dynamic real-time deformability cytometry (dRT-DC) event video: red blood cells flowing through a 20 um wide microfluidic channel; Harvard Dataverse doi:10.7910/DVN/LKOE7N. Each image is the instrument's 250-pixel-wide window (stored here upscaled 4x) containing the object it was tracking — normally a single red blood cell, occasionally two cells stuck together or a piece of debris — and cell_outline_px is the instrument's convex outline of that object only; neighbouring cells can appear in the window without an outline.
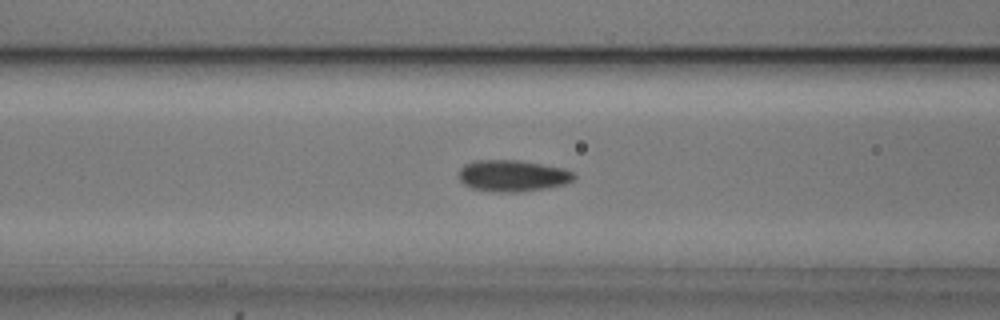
{"species": "common noctule bat (a hibernating species)", "species_latin": "Nyctalus noctula", "temperature_condition": "cold", "stored_images_in_passage": 40, "camera_frame_rate_fps": 3000, "um_per_image_px": 0.085, "animal": {"sex": "male", "body_mass_g": 20.5, "forearm_length_mm": 52.5}, "frame": {"image": 1, "passage_image": 7, "time_ms": 2.0, "image_size_px": [1000, 320], "cell_outline_px": [[576, 176], [572, 180], [564, 184], [516, 192], [496, 192], [472, 188], [464, 184], [460, 180], [460, 168], [464, 164], [476, 160], [520, 160], [564, 168], [572, 172]], "centroid_in_image_um": [43.54, 14.92], "position_along_channel_um": 123.1, "area_um2": 20.87}}
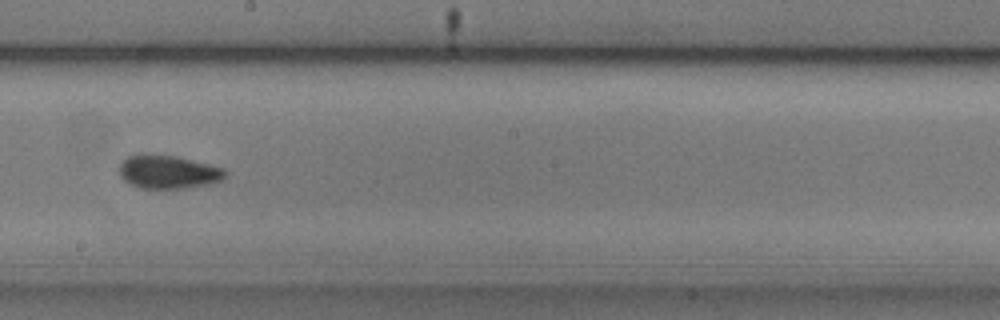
{"frame": {"image": 2, "passage_image": 16, "time_ms": 5.0, "image_size_px": [1000, 320], "cell_outline_px": [[228, 172], [220, 180], [208, 184], [188, 188], [140, 188], [124, 180], [120, 176], [120, 164], [128, 156], [140, 152], [144, 152], [176, 156], [224, 168]], "centroid_in_image_um": [14.27, 14.59], "position_along_channel_um": 233.9, "area_um2": 20.75}}
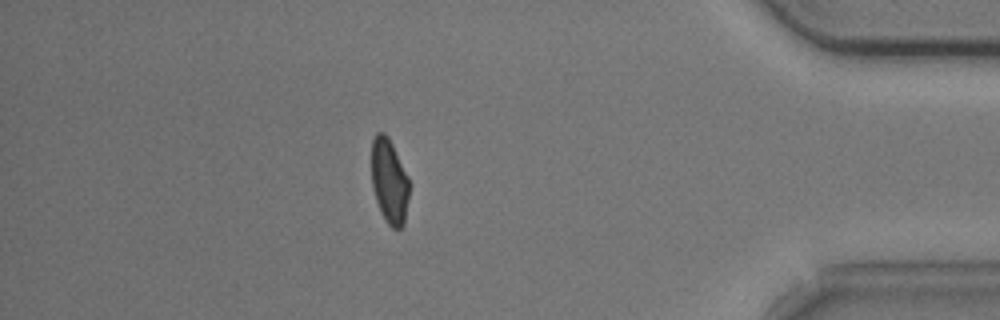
{"frame": {"image": 3, "passage_image": 33, "time_ms": 10.667, "image_size_px": [1000, 320], "cell_outline_px": [[408, 196], [404, 224], [400, 228], [392, 228], [384, 220], [380, 212], [372, 188], [372, 140], [376, 132], [384, 132], [388, 136], [408, 176]], "centroid_in_image_um": [33.07, 15.4], "position_along_channel_um": 402.1, "area_um2": 18.55}}